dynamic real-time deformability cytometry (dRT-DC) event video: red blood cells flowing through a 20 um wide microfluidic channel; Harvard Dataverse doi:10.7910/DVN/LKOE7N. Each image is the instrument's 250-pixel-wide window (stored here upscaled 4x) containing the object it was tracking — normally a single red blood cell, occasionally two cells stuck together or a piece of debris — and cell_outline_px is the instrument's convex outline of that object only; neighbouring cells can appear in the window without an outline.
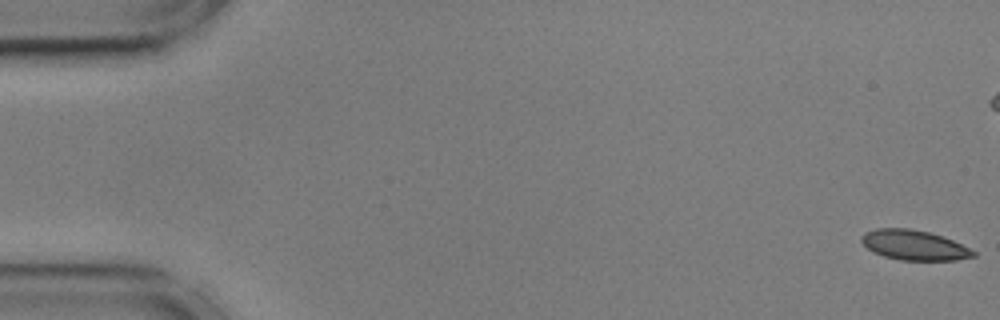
{"species": "common noctule bat (a hibernating species)", "species_latin": "Nyctalus noctula", "temperature_condition": "cold", "stored_images_in_passage": 57, "camera_frame_rate_fps": 3000, "um_per_image_px": 0.085, "animal": {"sex": "male", "body_mass_g": 17.9, "forearm_length_mm": 54.2}, "frame": {"image": 1, "passage_image": 1, "time_ms": 0.0, "image_size_px": [1000, 320], "cell_outline_px": [[976, 256], [956, 260], [900, 260], [884, 256], [872, 252], [860, 240], [860, 236], [864, 232], [876, 228], [912, 228], [928, 232], [952, 240], [976, 252]], "centroid_in_image_um": [77.65, 20.83], "position_along_channel_um": 7.3, "area_um2": 19.48}}
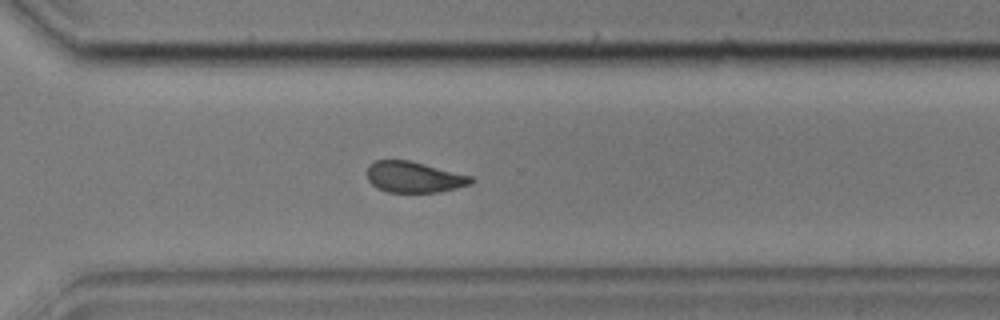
{"frame": {"image": 2, "passage_image": 40, "time_ms": 13.0, "image_size_px": [1000, 320], "cell_outline_px": [[476, 180], [472, 184], [440, 192], [388, 192], [376, 188], [368, 180], [368, 164], [376, 160], [412, 160], [472, 176]], "centroid_in_image_um": [35.22, 15.04], "position_along_channel_um": 335.4, "area_um2": 19.02}}
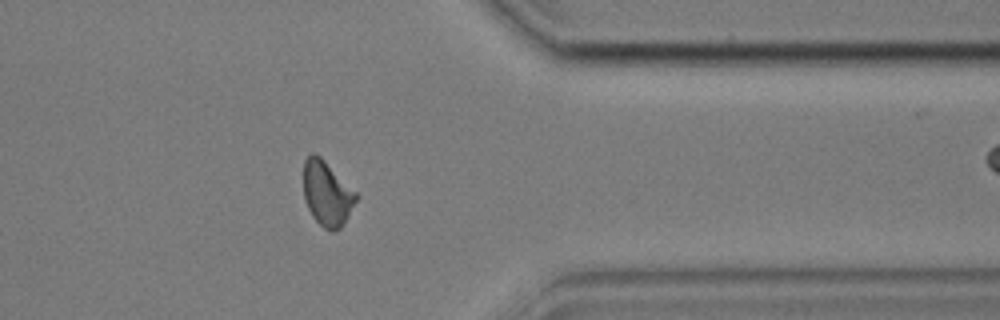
{"frame": {"image": 3, "passage_image": 45, "time_ms": 14.667, "image_size_px": [1000, 320], "cell_outline_px": [[360, 196], [344, 224], [340, 228], [332, 232], [324, 228], [312, 216], [304, 200], [304, 160], [312, 152], [316, 152]], "centroid_in_image_um": [27.81, 16.46], "position_along_channel_um": 383.6, "area_um2": 19.94}, "authors_computed_cell_mechanics": {"area_um2": 19.941, "velocity_mm_per_s": 3.5925, "shape_relaxation_time_tau1_ms": 5.0265, "shape_relaxation_time_tau2_ms": 4.1752, "deformation_change_tau1": 0.1151, "deformation_change_tau2": 0.0802}}